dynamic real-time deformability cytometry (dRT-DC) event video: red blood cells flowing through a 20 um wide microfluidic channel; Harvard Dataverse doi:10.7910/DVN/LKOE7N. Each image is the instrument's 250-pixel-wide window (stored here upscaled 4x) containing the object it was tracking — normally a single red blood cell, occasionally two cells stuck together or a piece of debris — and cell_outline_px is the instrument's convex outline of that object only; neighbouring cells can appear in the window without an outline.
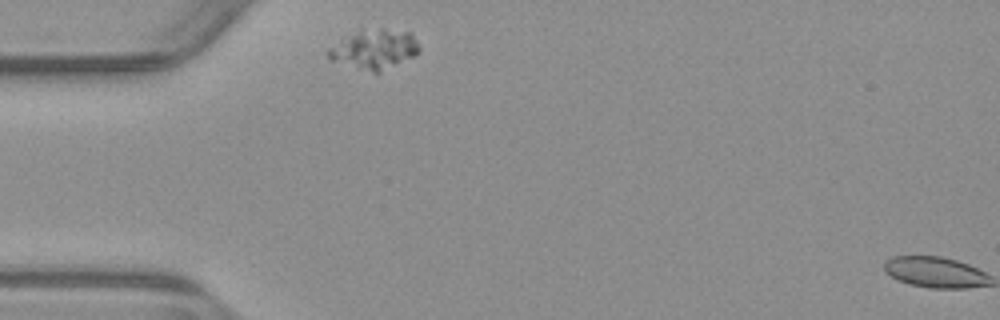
{"species": "common noctule bat (a hibernating species)", "species_latin": "Nyctalus noctula", "temperature_condition": "warm", "stored_images_in_passage": 2, "camera_frame_rate_fps": 3000, "um_per_image_px": 0.085, "animal": {"sex": "male", "body_mass_g": 23.1, "forearm_length_mm": 52.7}, "frame": {"image": 1, "passage_image": 1, "time_ms": 0.0, "image_size_px": [1000, 320], "cell_outline_px": [[420, 48], [412, 56], [380, 72], [372, 72], [332, 60], [328, 56], [328, 48], [360, 28], [384, 28], [412, 32], [420, 44]], "centroid_in_image_um": [31.85, 4.13], "position_along_channel_um": 53.2, "area_um2": 20.81}}